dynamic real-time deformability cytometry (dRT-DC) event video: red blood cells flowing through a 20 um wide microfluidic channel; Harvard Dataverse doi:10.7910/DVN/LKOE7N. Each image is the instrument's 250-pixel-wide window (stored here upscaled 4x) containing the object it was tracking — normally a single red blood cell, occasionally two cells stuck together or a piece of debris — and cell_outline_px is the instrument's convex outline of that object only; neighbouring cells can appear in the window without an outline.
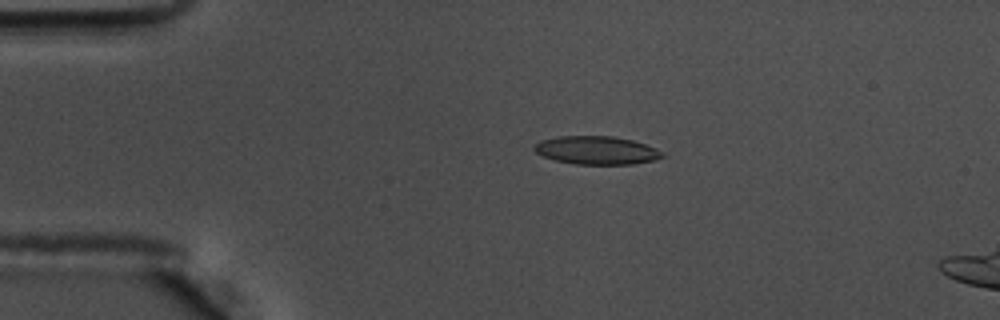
{"species": "common noctule bat (a hibernating species)", "species_latin": "Nyctalus noctula", "temperature_condition": "warm", "stored_images_in_passage": 57, "camera_frame_rate_fps": 3000, "um_per_image_px": 0.085, "animal": {"sex": "male", "body_mass_g": 17.5, "forearm_length_mm": 52.3}, "frame": {"image": 1, "passage_image": 13, "time_ms": 4.0, "image_size_px": [1000, 320], "cell_outline_px": [[664, 156], [656, 160], [632, 164], [576, 164], [556, 160], [544, 156], [536, 152], [532, 148], [540, 140], [556, 136], [612, 136], [632, 140], [656, 148], [664, 152]], "centroid_in_image_um": [50.72, 12.77], "position_along_channel_um": 34.3, "area_um2": 21.04}}
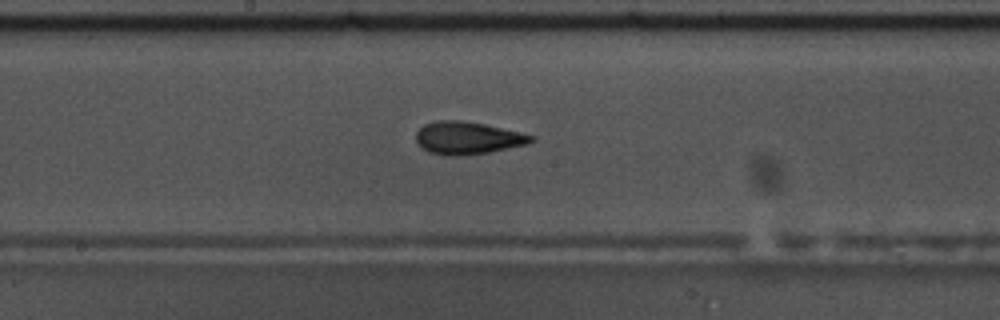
{"frame": {"image": 2, "passage_image": 31, "time_ms": 10.0, "image_size_px": [1000, 320], "cell_outline_px": [[536, 140], [528, 144], [488, 152], [464, 156], [448, 156], [428, 152], [420, 148], [416, 140], [416, 132], [424, 124], [436, 120], [464, 120], [484, 124], [520, 132], [536, 136]], "centroid_in_image_um": [39.73, 11.73], "position_along_channel_um": 208.5, "area_um2": 22.14}}
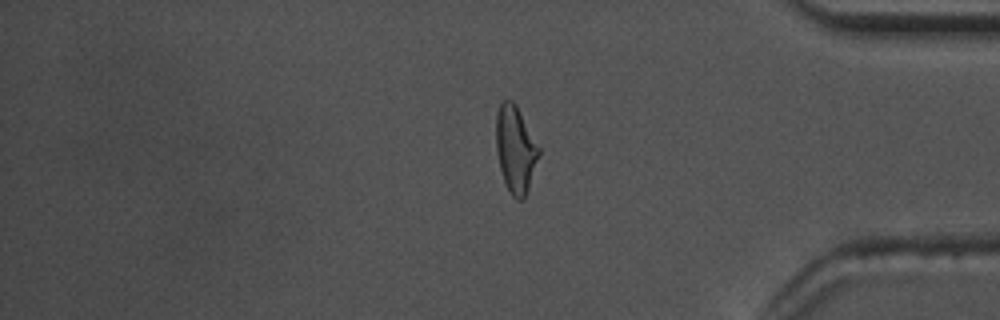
{"frame": {"image": 3, "passage_image": 48, "time_ms": 15.667, "image_size_px": [1000, 320], "cell_outline_px": [[540, 152], [524, 200], [516, 200], [512, 196], [504, 180], [500, 168], [496, 152], [496, 116], [500, 104], [504, 100], [512, 100], [516, 104], [540, 148]], "centroid_in_image_um": [43.81, 12.68], "position_along_channel_um": 391.4, "area_um2": 21.44}, "authors_computed_cell_mechanics": {"area_um2": 21.097, "velocity_mm_per_s": 3.6228, "shape_relaxation_time_tau1_ms": 10.6786, "shape_relaxation_time_tau2_ms": 1.9006, "deformation_change_tau1": 0.2649, "deformation_change_tau2": 0.1004}}